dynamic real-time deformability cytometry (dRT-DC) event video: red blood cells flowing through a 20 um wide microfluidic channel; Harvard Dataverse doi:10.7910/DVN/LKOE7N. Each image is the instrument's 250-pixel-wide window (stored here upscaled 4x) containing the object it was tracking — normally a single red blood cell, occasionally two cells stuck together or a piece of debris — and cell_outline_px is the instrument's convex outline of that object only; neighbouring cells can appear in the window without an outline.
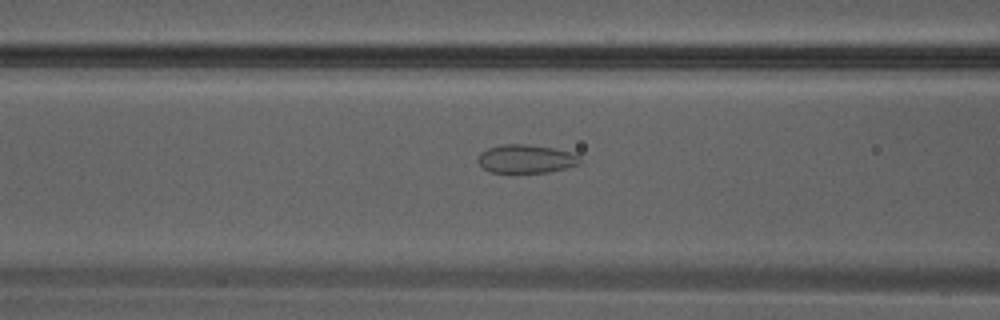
{"species": "Egyptian fruit bat (a non-hibernating species)", "species_latin": "Rousettus aegyptiacus", "temperature_condition": "warm", "stored_images_in_passage": 10, "camera_frame_rate_fps": 3000, "um_per_image_px": 0.085, "animal": {"sex": "male"}, "frame": {"image": 1, "passage_image": 6, "time_ms": 1.667, "image_size_px": [1000, 320], "cell_outline_px": [[580, 164], [548, 172], [492, 172], [484, 168], [476, 160], [480, 152], [488, 148], [500, 144], [528, 144], [552, 148], [568, 152], [580, 156]], "centroid_in_image_um": [44.67, 13.49], "position_along_channel_um": 121.9, "area_um2": 16.76}}
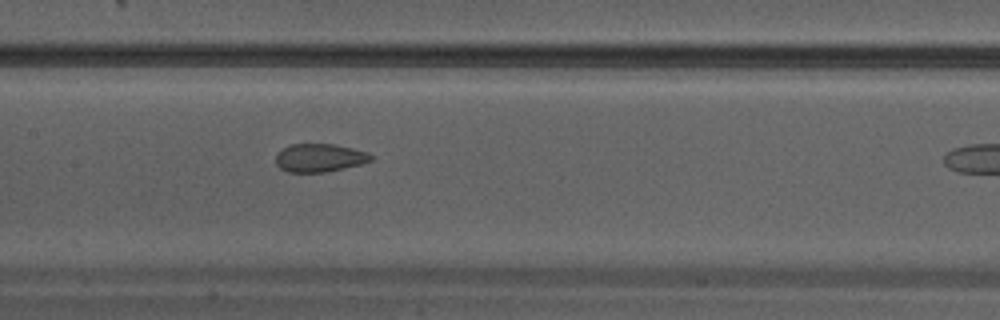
{"frame": {"image": 2, "passage_image": 9, "time_ms": 2.667, "image_size_px": [1000, 320], "cell_outline_px": [[372, 160], [360, 164], [324, 172], [288, 172], [280, 168], [276, 164], [276, 156], [284, 148], [292, 144], [332, 144], [352, 148], [368, 152], [372, 156]], "centroid_in_image_um": [27.16, 13.41], "position_along_channel_um": 180.2, "area_um2": 15.37}}